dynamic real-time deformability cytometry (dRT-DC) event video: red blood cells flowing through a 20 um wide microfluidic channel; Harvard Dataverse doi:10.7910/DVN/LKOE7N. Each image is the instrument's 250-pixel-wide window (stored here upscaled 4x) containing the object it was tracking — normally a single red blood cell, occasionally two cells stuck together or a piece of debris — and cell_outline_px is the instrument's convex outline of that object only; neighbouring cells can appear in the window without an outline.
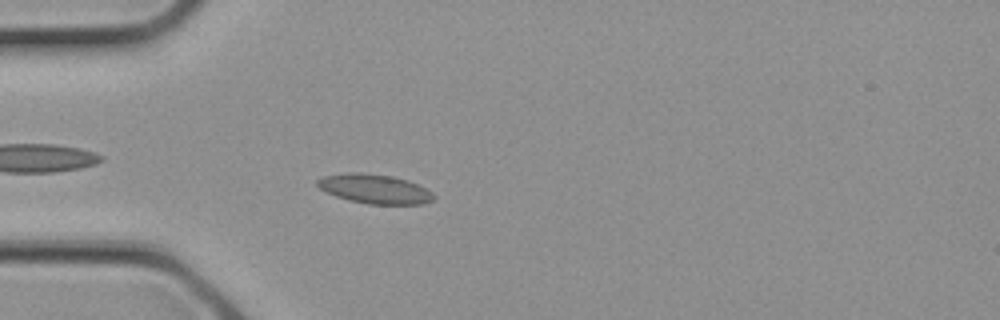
{"species": "common noctule bat (a hibernating species)", "species_latin": "Nyctalus noctula", "temperature_condition": "cold", "stored_images_in_passage": 7, "camera_frame_rate_fps": 3000, "um_per_image_px": 0.085, "animal": {"sex": "female", "body_mass_g": 21.9}, "frame": {"image": 1, "passage_image": 3, "time_ms": 0.667, "image_size_px": [1000, 320], "cell_outline_px": [[436, 196], [432, 200], [424, 204], [368, 204], [336, 196], [320, 188], [316, 184], [316, 180], [324, 176], [352, 172], [360, 172], [392, 176], [408, 180], [432, 192]], "centroid_in_image_um": [31.87, 16.05], "position_along_channel_um": 53.1, "area_um2": 19.65}}
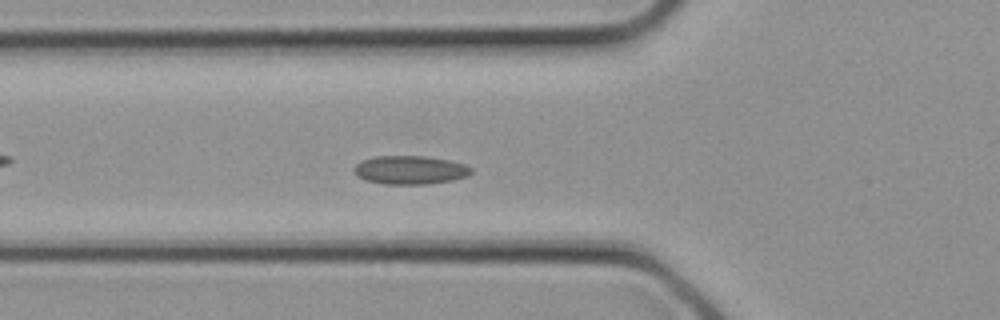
{"frame": {"image": 2, "passage_image": 5, "time_ms": 1.333, "image_size_px": [1000, 320], "cell_outline_px": [[472, 172], [468, 176], [452, 180], [428, 184], [384, 184], [364, 180], [356, 176], [352, 168], [356, 164], [372, 156], [424, 156], [448, 160], [464, 164], [472, 168]], "centroid_in_image_um": [34.83, 14.45], "position_along_channel_um": 91.0, "area_um2": 19.59}}
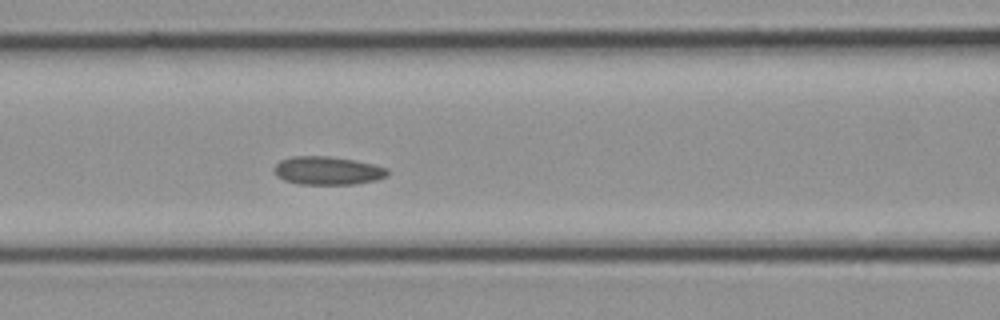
{"frame": {"image": 3, "passage_image": 7, "time_ms": 2.0, "image_size_px": [1000, 320], "cell_outline_px": [[388, 176], [376, 180], [352, 184], [300, 184], [284, 180], [276, 176], [272, 172], [272, 168], [280, 160], [292, 156], [328, 156], [356, 160], [388, 168]], "centroid_in_image_um": [27.81, 14.5], "position_along_channel_um": 138.8, "area_um2": 18.84}}